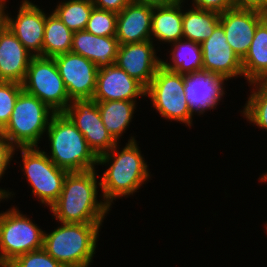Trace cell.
I'll return each mask as SVG.
<instances>
[{
  "mask_svg": "<svg viewBox=\"0 0 267 267\" xmlns=\"http://www.w3.org/2000/svg\"><path fill=\"white\" fill-rule=\"evenodd\" d=\"M95 171L68 172L60 196L49 207L59 223L103 222L111 209L104 200H97L100 182Z\"/></svg>",
  "mask_w": 267,
  "mask_h": 267,
  "instance_id": "obj_1",
  "label": "cell"
},
{
  "mask_svg": "<svg viewBox=\"0 0 267 267\" xmlns=\"http://www.w3.org/2000/svg\"><path fill=\"white\" fill-rule=\"evenodd\" d=\"M118 148L117 143L109 152L98 156L97 161L98 165L111 164L100 181L101 197L110 208L113 200L133 195L150 177L148 165L133 136L121 151Z\"/></svg>",
  "mask_w": 267,
  "mask_h": 267,
  "instance_id": "obj_2",
  "label": "cell"
},
{
  "mask_svg": "<svg viewBox=\"0 0 267 267\" xmlns=\"http://www.w3.org/2000/svg\"><path fill=\"white\" fill-rule=\"evenodd\" d=\"M102 223H62L44 231L43 249L64 267H89Z\"/></svg>",
  "mask_w": 267,
  "mask_h": 267,
  "instance_id": "obj_3",
  "label": "cell"
},
{
  "mask_svg": "<svg viewBox=\"0 0 267 267\" xmlns=\"http://www.w3.org/2000/svg\"><path fill=\"white\" fill-rule=\"evenodd\" d=\"M50 141L48 158L68 172L95 169L98 157L88 147L84 135L64 113H54L46 131Z\"/></svg>",
  "mask_w": 267,
  "mask_h": 267,
  "instance_id": "obj_4",
  "label": "cell"
},
{
  "mask_svg": "<svg viewBox=\"0 0 267 267\" xmlns=\"http://www.w3.org/2000/svg\"><path fill=\"white\" fill-rule=\"evenodd\" d=\"M53 112L36 96L19 94L9 122L0 131L14 148L38 147L37 144L47 131Z\"/></svg>",
  "mask_w": 267,
  "mask_h": 267,
  "instance_id": "obj_5",
  "label": "cell"
},
{
  "mask_svg": "<svg viewBox=\"0 0 267 267\" xmlns=\"http://www.w3.org/2000/svg\"><path fill=\"white\" fill-rule=\"evenodd\" d=\"M185 76L165 69H157L151 83L146 87L145 97H149L154 109L168 120L192 126V116L185 97Z\"/></svg>",
  "mask_w": 267,
  "mask_h": 267,
  "instance_id": "obj_6",
  "label": "cell"
},
{
  "mask_svg": "<svg viewBox=\"0 0 267 267\" xmlns=\"http://www.w3.org/2000/svg\"><path fill=\"white\" fill-rule=\"evenodd\" d=\"M17 207L0 213V261L9 264L18 256L43 248L44 231Z\"/></svg>",
  "mask_w": 267,
  "mask_h": 267,
  "instance_id": "obj_7",
  "label": "cell"
},
{
  "mask_svg": "<svg viewBox=\"0 0 267 267\" xmlns=\"http://www.w3.org/2000/svg\"><path fill=\"white\" fill-rule=\"evenodd\" d=\"M23 90L45 103L53 112H64L71 103L54 58L33 56L22 83Z\"/></svg>",
  "mask_w": 267,
  "mask_h": 267,
  "instance_id": "obj_8",
  "label": "cell"
},
{
  "mask_svg": "<svg viewBox=\"0 0 267 267\" xmlns=\"http://www.w3.org/2000/svg\"><path fill=\"white\" fill-rule=\"evenodd\" d=\"M15 149L21 151V169L32 187V194L50 207L60 196L68 171L56 166L48 158L47 152L39 150L40 147Z\"/></svg>",
  "mask_w": 267,
  "mask_h": 267,
  "instance_id": "obj_9",
  "label": "cell"
},
{
  "mask_svg": "<svg viewBox=\"0 0 267 267\" xmlns=\"http://www.w3.org/2000/svg\"><path fill=\"white\" fill-rule=\"evenodd\" d=\"M64 113L84 135L88 147L97 157L109 152L118 143L103 124L94 99H74Z\"/></svg>",
  "mask_w": 267,
  "mask_h": 267,
  "instance_id": "obj_10",
  "label": "cell"
},
{
  "mask_svg": "<svg viewBox=\"0 0 267 267\" xmlns=\"http://www.w3.org/2000/svg\"><path fill=\"white\" fill-rule=\"evenodd\" d=\"M71 100L92 99L98 68L85 57L67 52L53 57Z\"/></svg>",
  "mask_w": 267,
  "mask_h": 267,
  "instance_id": "obj_11",
  "label": "cell"
},
{
  "mask_svg": "<svg viewBox=\"0 0 267 267\" xmlns=\"http://www.w3.org/2000/svg\"><path fill=\"white\" fill-rule=\"evenodd\" d=\"M3 4L4 24L33 56H42L46 22L44 11L31 1L23 0L17 17L12 18L5 13L6 0H3Z\"/></svg>",
  "mask_w": 267,
  "mask_h": 267,
  "instance_id": "obj_12",
  "label": "cell"
},
{
  "mask_svg": "<svg viewBox=\"0 0 267 267\" xmlns=\"http://www.w3.org/2000/svg\"><path fill=\"white\" fill-rule=\"evenodd\" d=\"M200 44L203 71L215 73L226 80L233 77H243L241 60L227 43L220 23L215 27L211 36Z\"/></svg>",
  "mask_w": 267,
  "mask_h": 267,
  "instance_id": "obj_13",
  "label": "cell"
},
{
  "mask_svg": "<svg viewBox=\"0 0 267 267\" xmlns=\"http://www.w3.org/2000/svg\"><path fill=\"white\" fill-rule=\"evenodd\" d=\"M264 19V13L255 9L236 8L220 13L227 43L242 60L251 45L257 25Z\"/></svg>",
  "mask_w": 267,
  "mask_h": 267,
  "instance_id": "obj_14",
  "label": "cell"
},
{
  "mask_svg": "<svg viewBox=\"0 0 267 267\" xmlns=\"http://www.w3.org/2000/svg\"><path fill=\"white\" fill-rule=\"evenodd\" d=\"M154 48L152 40L120 45L115 64L146 88L161 66Z\"/></svg>",
  "mask_w": 267,
  "mask_h": 267,
  "instance_id": "obj_15",
  "label": "cell"
},
{
  "mask_svg": "<svg viewBox=\"0 0 267 267\" xmlns=\"http://www.w3.org/2000/svg\"><path fill=\"white\" fill-rule=\"evenodd\" d=\"M146 88L115 63L98 70L93 98L96 102L133 101L145 96ZM136 98V99H135Z\"/></svg>",
  "mask_w": 267,
  "mask_h": 267,
  "instance_id": "obj_16",
  "label": "cell"
},
{
  "mask_svg": "<svg viewBox=\"0 0 267 267\" xmlns=\"http://www.w3.org/2000/svg\"><path fill=\"white\" fill-rule=\"evenodd\" d=\"M184 76V94L192 114L203 115L209 109H216L219 101L225 95L223 85L227 80L215 73L206 71Z\"/></svg>",
  "mask_w": 267,
  "mask_h": 267,
  "instance_id": "obj_17",
  "label": "cell"
},
{
  "mask_svg": "<svg viewBox=\"0 0 267 267\" xmlns=\"http://www.w3.org/2000/svg\"><path fill=\"white\" fill-rule=\"evenodd\" d=\"M32 57L33 55L3 24L0 28V81L22 84Z\"/></svg>",
  "mask_w": 267,
  "mask_h": 267,
  "instance_id": "obj_18",
  "label": "cell"
},
{
  "mask_svg": "<svg viewBox=\"0 0 267 267\" xmlns=\"http://www.w3.org/2000/svg\"><path fill=\"white\" fill-rule=\"evenodd\" d=\"M153 7L130 2L117 13L116 38L120 45L151 40Z\"/></svg>",
  "mask_w": 267,
  "mask_h": 267,
  "instance_id": "obj_19",
  "label": "cell"
},
{
  "mask_svg": "<svg viewBox=\"0 0 267 267\" xmlns=\"http://www.w3.org/2000/svg\"><path fill=\"white\" fill-rule=\"evenodd\" d=\"M119 46L115 36H97L82 30L74 32L70 52L89 59L100 69L115 63Z\"/></svg>",
  "mask_w": 267,
  "mask_h": 267,
  "instance_id": "obj_20",
  "label": "cell"
},
{
  "mask_svg": "<svg viewBox=\"0 0 267 267\" xmlns=\"http://www.w3.org/2000/svg\"><path fill=\"white\" fill-rule=\"evenodd\" d=\"M185 0L169 6L153 7L151 40L173 43L183 39V9ZM157 38V39H156Z\"/></svg>",
  "mask_w": 267,
  "mask_h": 267,
  "instance_id": "obj_21",
  "label": "cell"
},
{
  "mask_svg": "<svg viewBox=\"0 0 267 267\" xmlns=\"http://www.w3.org/2000/svg\"><path fill=\"white\" fill-rule=\"evenodd\" d=\"M243 76L248 83L267 82V21L257 25L245 57L241 60Z\"/></svg>",
  "mask_w": 267,
  "mask_h": 267,
  "instance_id": "obj_22",
  "label": "cell"
},
{
  "mask_svg": "<svg viewBox=\"0 0 267 267\" xmlns=\"http://www.w3.org/2000/svg\"><path fill=\"white\" fill-rule=\"evenodd\" d=\"M173 45V46H172ZM173 47L169 52L170 60L168 63L161 60V65L171 72L186 75L203 71L201 44L186 39H180L171 43Z\"/></svg>",
  "mask_w": 267,
  "mask_h": 267,
  "instance_id": "obj_23",
  "label": "cell"
},
{
  "mask_svg": "<svg viewBox=\"0 0 267 267\" xmlns=\"http://www.w3.org/2000/svg\"><path fill=\"white\" fill-rule=\"evenodd\" d=\"M97 105L103 124L118 142L132 121L136 102L125 100L105 101L97 102Z\"/></svg>",
  "mask_w": 267,
  "mask_h": 267,
  "instance_id": "obj_24",
  "label": "cell"
},
{
  "mask_svg": "<svg viewBox=\"0 0 267 267\" xmlns=\"http://www.w3.org/2000/svg\"><path fill=\"white\" fill-rule=\"evenodd\" d=\"M220 23V13L192 7L183 12V39L202 43Z\"/></svg>",
  "mask_w": 267,
  "mask_h": 267,
  "instance_id": "obj_25",
  "label": "cell"
},
{
  "mask_svg": "<svg viewBox=\"0 0 267 267\" xmlns=\"http://www.w3.org/2000/svg\"><path fill=\"white\" fill-rule=\"evenodd\" d=\"M73 34L53 11L46 14L42 56L53 58L70 52Z\"/></svg>",
  "mask_w": 267,
  "mask_h": 267,
  "instance_id": "obj_26",
  "label": "cell"
},
{
  "mask_svg": "<svg viewBox=\"0 0 267 267\" xmlns=\"http://www.w3.org/2000/svg\"><path fill=\"white\" fill-rule=\"evenodd\" d=\"M94 5L92 0H67L53 11L73 32L85 30Z\"/></svg>",
  "mask_w": 267,
  "mask_h": 267,
  "instance_id": "obj_27",
  "label": "cell"
},
{
  "mask_svg": "<svg viewBox=\"0 0 267 267\" xmlns=\"http://www.w3.org/2000/svg\"><path fill=\"white\" fill-rule=\"evenodd\" d=\"M253 91L242 112L243 117L261 129L267 130V82H251ZM255 88V89H254Z\"/></svg>",
  "mask_w": 267,
  "mask_h": 267,
  "instance_id": "obj_28",
  "label": "cell"
},
{
  "mask_svg": "<svg viewBox=\"0 0 267 267\" xmlns=\"http://www.w3.org/2000/svg\"><path fill=\"white\" fill-rule=\"evenodd\" d=\"M117 13L93 7L85 31L97 36H116Z\"/></svg>",
  "mask_w": 267,
  "mask_h": 267,
  "instance_id": "obj_29",
  "label": "cell"
},
{
  "mask_svg": "<svg viewBox=\"0 0 267 267\" xmlns=\"http://www.w3.org/2000/svg\"><path fill=\"white\" fill-rule=\"evenodd\" d=\"M23 91L20 83L0 81V131L9 122L16 100Z\"/></svg>",
  "mask_w": 267,
  "mask_h": 267,
  "instance_id": "obj_30",
  "label": "cell"
},
{
  "mask_svg": "<svg viewBox=\"0 0 267 267\" xmlns=\"http://www.w3.org/2000/svg\"><path fill=\"white\" fill-rule=\"evenodd\" d=\"M9 267H64L43 248L25 253L9 263Z\"/></svg>",
  "mask_w": 267,
  "mask_h": 267,
  "instance_id": "obj_31",
  "label": "cell"
},
{
  "mask_svg": "<svg viewBox=\"0 0 267 267\" xmlns=\"http://www.w3.org/2000/svg\"><path fill=\"white\" fill-rule=\"evenodd\" d=\"M16 150L4 137L0 135V178H2L3 174L7 167L9 166L12 158L14 157V153ZM1 180V179H0ZM9 190L0 188V200L8 199L14 194H12Z\"/></svg>",
  "mask_w": 267,
  "mask_h": 267,
  "instance_id": "obj_32",
  "label": "cell"
},
{
  "mask_svg": "<svg viewBox=\"0 0 267 267\" xmlns=\"http://www.w3.org/2000/svg\"><path fill=\"white\" fill-rule=\"evenodd\" d=\"M192 2V6L195 8L211 10L218 13H223L234 7L232 0H192Z\"/></svg>",
  "mask_w": 267,
  "mask_h": 267,
  "instance_id": "obj_33",
  "label": "cell"
},
{
  "mask_svg": "<svg viewBox=\"0 0 267 267\" xmlns=\"http://www.w3.org/2000/svg\"><path fill=\"white\" fill-rule=\"evenodd\" d=\"M131 0H92L94 7L119 13Z\"/></svg>",
  "mask_w": 267,
  "mask_h": 267,
  "instance_id": "obj_34",
  "label": "cell"
},
{
  "mask_svg": "<svg viewBox=\"0 0 267 267\" xmlns=\"http://www.w3.org/2000/svg\"><path fill=\"white\" fill-rule=\"evenodd\" d=\"M234 7L255 9L264 12L267 9V0H232Z\"/></svg>",
  "mask_w": 267,
  "mask_h": 267,
  "instance_id": "obj_35",
  "label": "cell"
},
{
  "mask_svg": "<svg viewBox=\"0 0 267 267\" xmlns=\"http://www.w3.org/2000/svg\"><path fill=\"white\" fill-rule=\"evenodd\" d=\"M180 0H131L135 4H143L151 7L169 6L177 3Z\"/></svg>",
  "mask_w": 267,
  "mask_h": 267,
  "instance_id": "obj_36",
  "label": "cell"
},
{
  "mask_svg": "<svg viewBox=\"0 0 267 267\" xmlns=\"http://www.w3.org/2000/svg\"><path fill=\"white\" fill-rule=\"evenodd\" d=\"M3 6H4L3 0H0V28L4 24V7Z\"/></svg>",
  "mask_w": 267,
  "mask_h": 267,
  "instance_id": "obj_37",
  "label": "cell"
},
{
  "mask_svg": "<svg viewBox=\"0 0 267 267\" xmlns=\"http://www.w3.org/2000/svg\"><path fill=\"white\" fill-rule=\"evenodd\" d=\"M259 179L260 181H263V182L267 181V172L265 174H262V176Z\"/></svg>",
  "mask_w": 267,
  "mask_h": 267,
  "instance_id": "obj_38",
  "label": "cell"
},
{
  "mask_svg": "<svg viewBox=\"0 0 267 267\" xmlns=\"http://www.w3.org/2000/svg\"><path fill=\"white\" fill-rule=\"evenodd\" d=\"M0 267H9V264L0 261Z\"/></svg>",
  "mask_w": 267,
  "mask_h": 267,
  "instance_id": "obj_39",
  "label": "cell"
},
{
  "mask_svg": "<svg viewBox=\"0 0 267 267\" xmlns=\"http://www.w3.org/2000/svg\"><path fill=\"white\" fill-rule=\"evenodd\" d=\"M263 13H264V18L267 21V9Z\"/></svg>",
  "mask_w": 267,
  "mask_h": 267,
  "instance_id": "obj_40",
  "label": "cell"
}]
</instances>
